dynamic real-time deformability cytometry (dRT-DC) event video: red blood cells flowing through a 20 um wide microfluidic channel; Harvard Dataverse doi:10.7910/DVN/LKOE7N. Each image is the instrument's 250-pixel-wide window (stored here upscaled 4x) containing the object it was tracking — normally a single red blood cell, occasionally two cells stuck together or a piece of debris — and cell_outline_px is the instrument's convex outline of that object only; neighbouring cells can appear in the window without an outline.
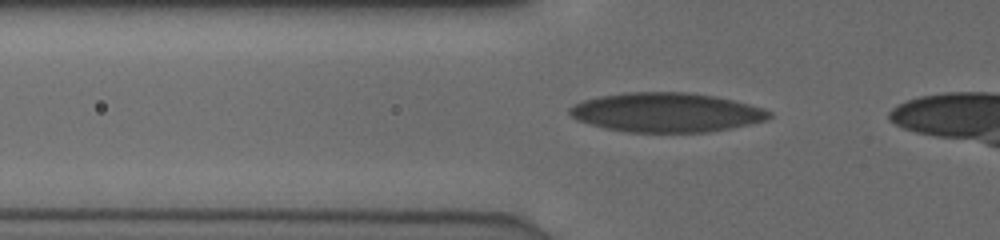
{"species": "human", "species_latin": "Homo sapiens", "temperature_condition": "cold", "stored_images_in_passage": 31, "camera_frame_rate_fps": 3000, "um_per_image_px": 0.085, "donor": {"sex": "male"}, "frame": {"image": 1, "passage_image": 3, "time_ms": 0.667, "image_size_px": [1000, 240], "cell_outline_px": [[772, 116], [764, 120], [732, 128], [708, 132], [624, 132], [604, 128], [588, 124], [576, 120], [568, 112], [568, 108], [584, 100], [600, 96], [628, 92], [684, 92], [712, 96], [732, 100], [764, 108], [772, 112]], "centroid_in_image_um": [56.61, 9.56], "position_along_channel_um": 69.2, "area_um2": 45.6}}
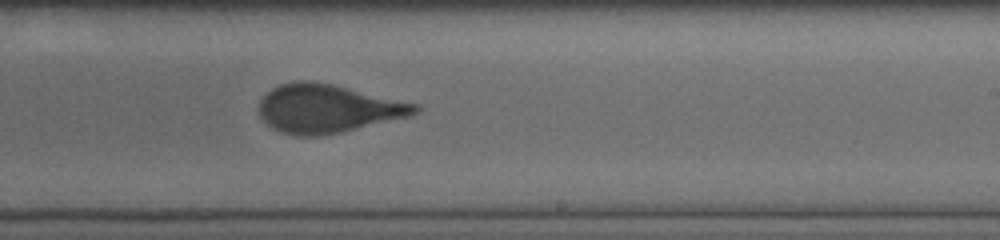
{"frame": {"image": 2, "passage_image": 18, "time_ms": 5.667, "image_size_px": [1000, 240], "cell_outline_px": [[420, 112], [412, 116], [340, 132], [320, 136], [296, 136], [280, 132], [272, 128], [260, 116], [260, 100], [272, 88], [280, 84], [300, 80], [312, 80], [332, 84], [420, 104]], "centroid_in_image_um": [27.89, 9.23], "position_along_channel_um": 261.1, "area_um2": 44.1}}
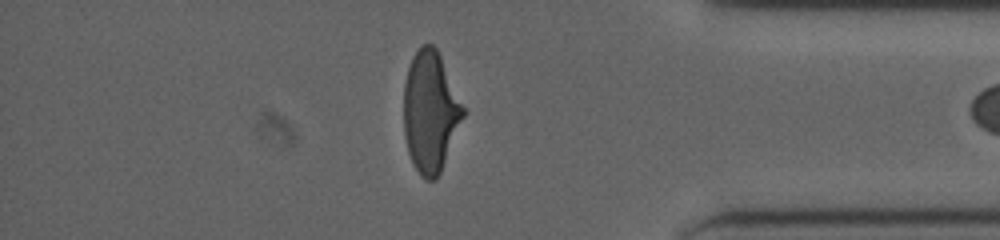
{"frame": {"image": 3, "passage_image": 30, "time_ms": 9.667, "image_size_px": [1000, 240], "cell_outline_px": [[464, 116], [440, 172], [436, 180], [428, 180], [420, 176], [412, 164], [408, 152], [404, 136], [404, 84], [408, 68], [412, 56], [424, 44], [432, 44], [436, 48], [440, 56], [464, 108]], "centroid_in_image_um": [36.55, 9.53], "position_along_channel_um": 398.6, "area_um2": 41.38}}